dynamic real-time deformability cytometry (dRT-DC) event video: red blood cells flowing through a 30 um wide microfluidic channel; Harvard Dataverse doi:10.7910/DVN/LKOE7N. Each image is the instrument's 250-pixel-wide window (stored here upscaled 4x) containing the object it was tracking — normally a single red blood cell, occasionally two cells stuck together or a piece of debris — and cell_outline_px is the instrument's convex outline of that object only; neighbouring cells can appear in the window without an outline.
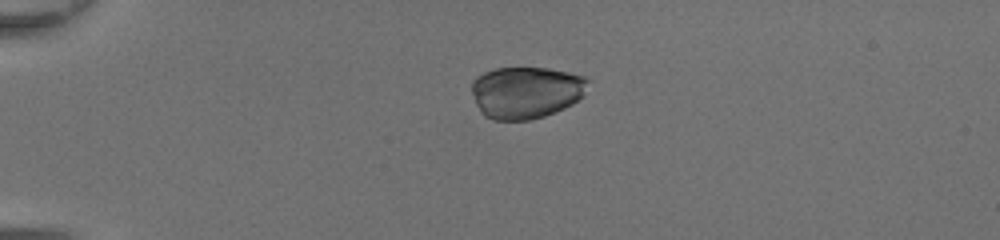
{"species": "common noctule bat (a hibernating species)", "species_latin": "Nyctalus noctula", "temperature_condition": "room temperature", "stored_images_in_passage": 50, "camera_frame_rate_fps": 3000, "um_per_image_px": 0.085, "animal": {"sex": "female", "body_mass_g": 20.0, "forearm_length_mm": 54.0}, "frame": {"image": 1, "passage_image": 14, "time_ms": 4.333, "image_size_px": [1000, 240], "cell_outline_px": [[588, 80], [584, 96], [572, 104], [564, 108], [544, 116], [528, 120], [492, 120], [484, 116], [480, 112], [476, 104], [472, 92], [472, 80], [476, 76], [484, 72], [496, 68], [548, 68], [568, 72], [584, 76]], "centroid_in_image_um": [44.69, 7.85], "position_along_channel_um": 40.3, "area_um2": 35.37}}
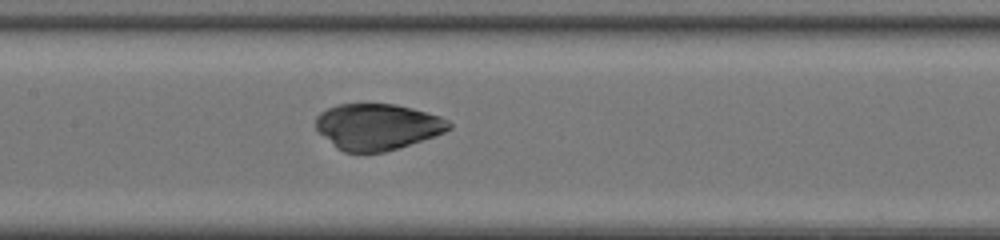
{"frame": {"image": 2, "passage_image": 27, "time_ms": 8.667, "image_size_px": [1000, 240], "cell_outline_px": [[452, 128], [444, 132], [384, 152], [344, 152], [336, 148], [316, 128], [316, 116], [320, 112], [328, 108], [340, 104], [396, 104], [412, 108], [440, 116], [448, 120], [452, 124]], "centroid_in_image_um": [32.07, 10.76], "position_along_channel_um": 175.3, "area_um2": 35.43}}